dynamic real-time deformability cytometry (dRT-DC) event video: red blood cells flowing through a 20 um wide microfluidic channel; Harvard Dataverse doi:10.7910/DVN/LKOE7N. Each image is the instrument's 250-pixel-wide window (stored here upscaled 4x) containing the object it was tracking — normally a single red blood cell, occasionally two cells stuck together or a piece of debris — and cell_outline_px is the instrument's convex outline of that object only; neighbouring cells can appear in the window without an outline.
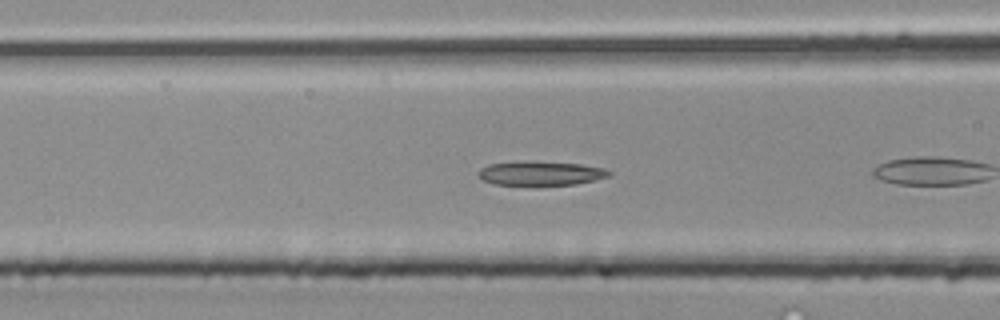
{"species": "common noctule bat (a hibernating species)", "species_latin": "Nyctalus noctula", "temperature_condition": "room temperature", "stored_images_in_passage": 6, "camera_frame_rate_fps": 3000, "um_per_image_px": 0.085, "animal": {"sex": "male", "body_mass_g": 20.4}, "frame": {"image": 1, "passage_image": 4, "time_ms": 1.0, "image_size_px": [1000, 320], "cell_outline_px": [[612, 172], [608, 176], [576, 184], [492, 184], [484, 180], [476, 172], [480, 168], [488, 164], [580, 164], [604, 168]], "centroid_in_image_um": [45.97, 14.77], "position_along_channel_um": 120.6, "area_um2": 16.88}}